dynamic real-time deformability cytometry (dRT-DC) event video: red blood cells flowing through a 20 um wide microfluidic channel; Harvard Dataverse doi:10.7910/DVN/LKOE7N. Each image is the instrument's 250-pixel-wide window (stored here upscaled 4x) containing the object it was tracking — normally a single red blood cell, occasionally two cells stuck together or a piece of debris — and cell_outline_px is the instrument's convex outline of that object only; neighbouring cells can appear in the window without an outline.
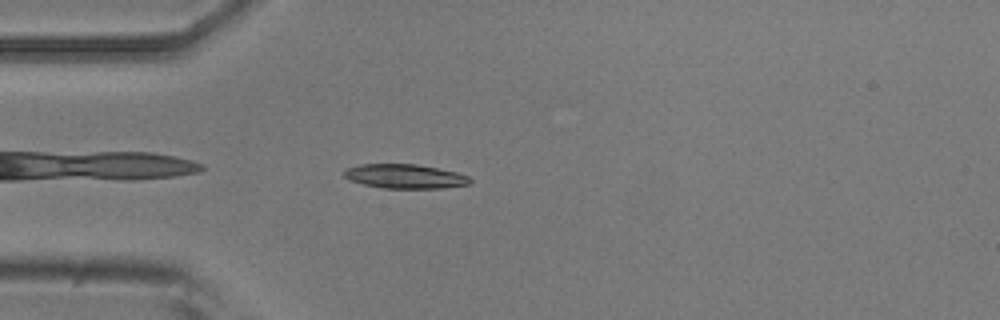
{"species": "common noctule bat (a hibernating species)", "species_latin": "Nyctalus noctula", "temperature_condition": "room temperature", "stored_images_in_passage": 4, "camera_frame_rate_fps": 3000, "um_per_image_px": 0.085, "animal": {"sex": "male", "body_mass_g": 20.5, "forearm_length_mm": 52.5}, "frame": {"image": 1, "passage_image": 4, "time_ms": 3.333, "image_size_px": [1000, 320], "cell_outline_px": [[472, 180], [468, 184], [440, 188], [384, 188], [364, 184], [348, 180], [340, 172], [344, 168], [360, 164], [416, 164], [456, 172], [468, 176]], "centroid_in_image_um": [34.34, 14.98], "position_along_channel_um": 50.7, "area_um2": 17.8}}